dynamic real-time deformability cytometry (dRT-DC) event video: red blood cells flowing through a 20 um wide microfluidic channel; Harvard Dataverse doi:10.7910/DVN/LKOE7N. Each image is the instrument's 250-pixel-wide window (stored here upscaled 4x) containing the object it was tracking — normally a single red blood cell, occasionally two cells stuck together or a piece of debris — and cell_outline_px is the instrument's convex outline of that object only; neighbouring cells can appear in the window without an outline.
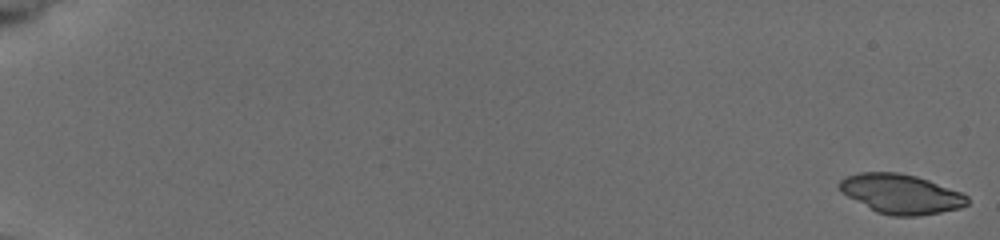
{"species": "common noctule bat (a hibernating species)", "species_latin": "Nyctalus noctula", "temperature_condition": "cold", "stored_images_in_passage": 20, "camera_frame_rate_fps": 3000, "um_per_image_px": 0.085, "animal": {"sex": "female", "body_mass_g": 19.5, "forearm_length_mm": 54.1}, "frame": {"image": 1, "passage_image": 1, "time_ms": 0.0, "image_size_px": [1000, 240], "cell_outline_px": [[968, 204], [960, 208], [940, 212], [916, 216], [892, 216], [876, 212], [840, 192], [836, 184], [844, 176], [860, 172], [900, 172], [916, 176], [928, 180], [960, 192], [968, 196]], "centroid_in_image_um": [76.52, 16.47], "position_along_channel_um": 8.5, "area_um2": 29.54}}
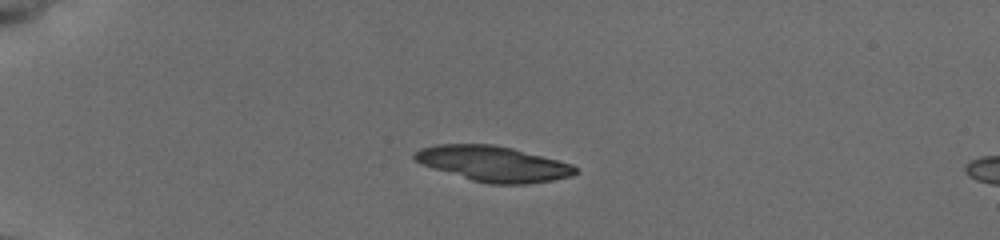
{"frame": {"image": 2, "passage_image": 16, "time_ms": 5.0, "image_size_px": [1000, 240], "cell_outline_px": [[580, 172], [572, 176], [552, 180], [524, 184], [488, 184], [472, 180], [432, 168], [420, 164], [412, 156], [420, 148], [436, 144], [492, 144], [512, 148], [572, 164]], "centroid_in_image_um": [41.92, 13.92], "position_along_channel_um": 43.1, "area_um2": 33.06}}